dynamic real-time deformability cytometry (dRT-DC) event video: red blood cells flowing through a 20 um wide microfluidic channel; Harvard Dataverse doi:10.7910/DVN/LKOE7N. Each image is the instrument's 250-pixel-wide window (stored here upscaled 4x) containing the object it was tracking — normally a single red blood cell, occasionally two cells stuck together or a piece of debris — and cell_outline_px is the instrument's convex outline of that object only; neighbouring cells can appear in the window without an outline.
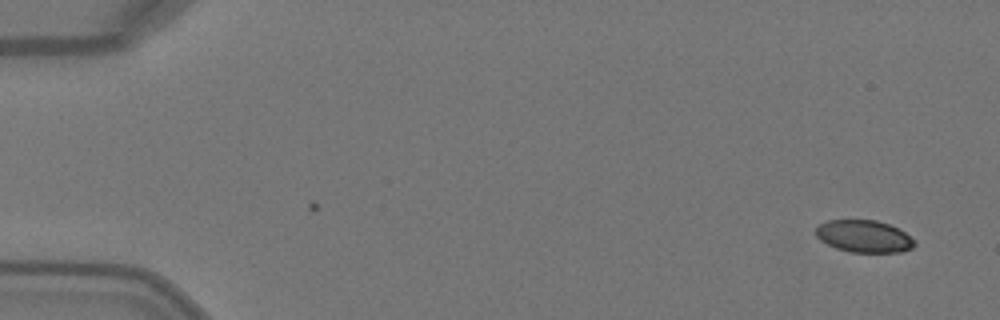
{"species": "Egyptian fruit bat (a non-hibernating species)", "species_latin": "Rousettus aegyptiacus", "temperature_condition": "warm", "stored_images_in_passage": 48, "camera_frame_rate_fps": 3000, "um_per_image_px": 0.085, "animal": {"sex": "female"}, "frame": {"image": 1, "passage_image": 1, "time_ms": 0.0, "image_size_px": [1000, 320], "cell_outline_px": [[916, 244], [912, 248], [900, 252], [848, 252], [836, 248], [820, 240], [816, 236], [816, 228], [820, 224], [828, 220], [876, 220], [888, 224], [904, 232], [916, 240]], "centroid_in_image_um": [73.45, 20.09], "position_along_channel_um": 11.6, "area_um2": 18.5}}
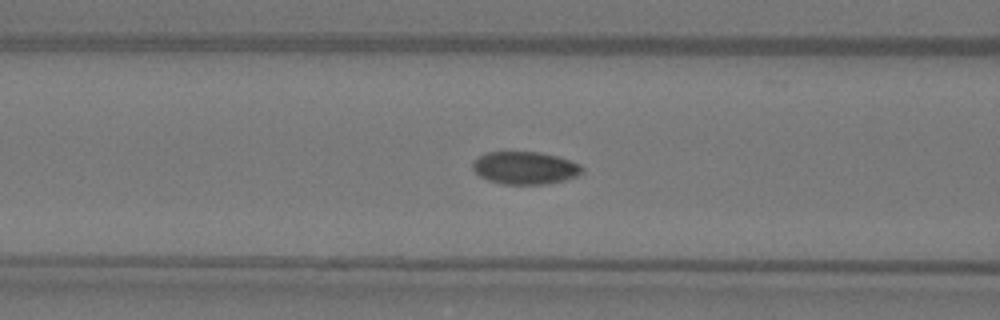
{"frame": {"image": 2, "passage_image": 19, "time_ms": 6.0, "image_size_px": [1000, 320], "cell_outline_px": [[584, 172], [576, 176], [564, 180], [544, 184], [504, 184], [488, 180], [480, 176], [472, 168], [472, 164], [484, 152], [540, 152], [560, 156], [572, 160], [580, 164], [584, 168]], "centroid_in_image_um": [44.67, 14.26], "position_along_channel_um": 121.9, "area_um2": 20.92}}
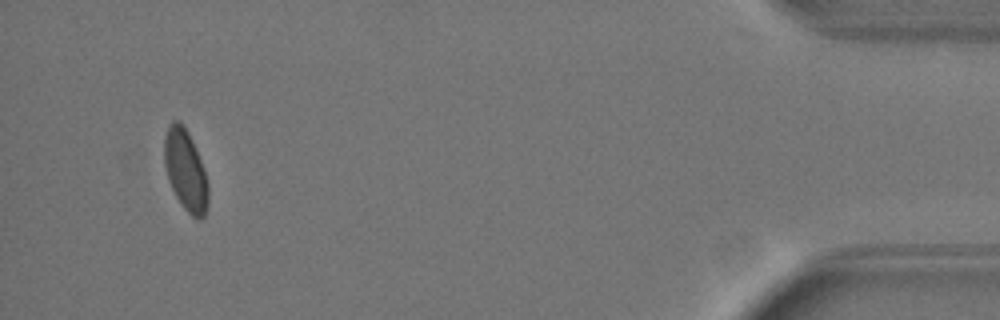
{"frame": {"image": 3, "passage_image": 46, "time_ms": 15.0, "image_size_px": [1000, 320], "cell_outline_px": [[208, 208], [204, 216], [200, 220], [196, 220], [184, 208], [176, 196], [168, 180], [164, 164], [164, 136], [168, 124], [172, 120], [180, 120], [184, 124], [192, 140], [200, 160], [208, 184]], "centroid_in_image_um": [15.75, 14.45], "position_along_channel_um": 419.4, "area_um2": 20.87}, "authors_computed_cell_mechanics": {"area_um2": 20.6635, "velocity_mm_per_s": 4.1014, "shape_relaxation_time_tau1_ms": 2.6572, "shape_relaxation_time_tau2_ms": 1.1904, "deformation_change_tau1": 0.0997, "deformation_change_tau2": 0.0413}}